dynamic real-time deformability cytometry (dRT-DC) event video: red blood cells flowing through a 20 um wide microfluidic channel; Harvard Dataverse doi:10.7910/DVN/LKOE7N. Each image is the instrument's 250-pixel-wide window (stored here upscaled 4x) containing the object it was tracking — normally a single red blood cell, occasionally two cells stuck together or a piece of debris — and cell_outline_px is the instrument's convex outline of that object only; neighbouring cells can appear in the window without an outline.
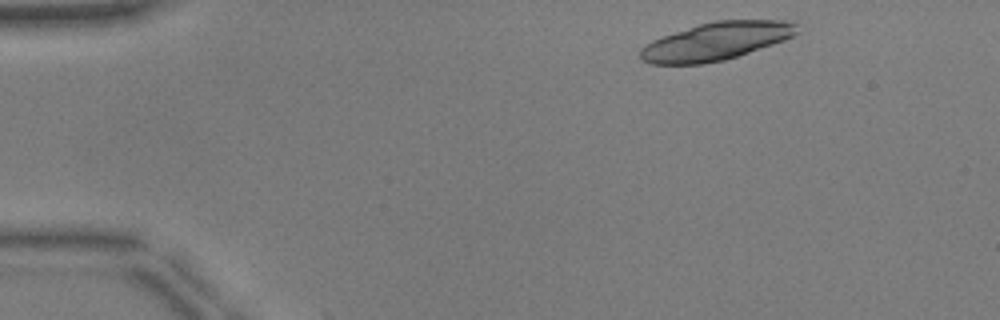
{"species": "common noctule bat (a hibernating species)", "species_latin": "Nyctalus noctula", "temperature_condition": "warm", "stored_images_in_passage": 32, "camera_frame_rate_fps": 3000, "um_per_image_px": 0.085, "animal": {"sex": "male", "body_mass_g": 17.9, "forearm_length_mm": 54.2}, "frame": {"image": 1, "passage_image": 3, "time_ms": 0.667, "image_size_px": [1000, 320], "cell_outline_px": [[800, 32], [784, 40], [724, 60], [704, 64], [652, 64], [644, 60], [640, 56], [640, 48], [652, 40], [700, 24], [716, 20], [784, 20], [796, 24]], "centroid_in_image_um": [60.88, 3.51], "position_along_channel_um": 24.1, "area_um2": 34.1}}